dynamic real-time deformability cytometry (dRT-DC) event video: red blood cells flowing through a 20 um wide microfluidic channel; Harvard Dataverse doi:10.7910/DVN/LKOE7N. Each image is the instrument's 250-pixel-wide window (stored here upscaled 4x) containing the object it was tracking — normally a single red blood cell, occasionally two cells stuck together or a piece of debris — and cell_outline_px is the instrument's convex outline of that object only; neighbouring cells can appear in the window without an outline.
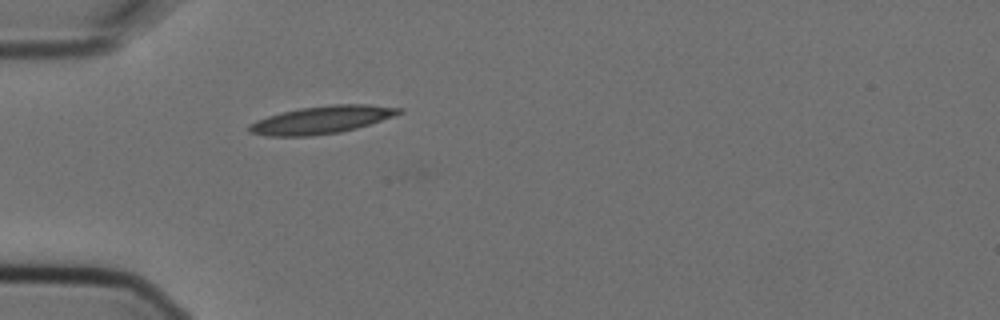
{"species": "Egyptian fruit bat (a non-hibernating species)", "species_latin": "Rousettus aegyptiacus", "temperature_condition": "cold", "stored_images_in_passage": 2, "camera_frame_rate_fps": 3000, "um_per_image_px": 0.085, "animal": {"sex": "female"}, "frame": {"image": 1, "passage_image": 2, "time_ms": 0.333, "image_size_px": [1000, 320], "cell_outline_px": [[404, 112], [356, 128], [340, 132], [312, 136], [264, 136], [248, 132], [248, 124], [256, 120], [280, 112], [300, 108], [332, 104], [368, 104], [404, 108]], "centroid_in_image_um": [27.3, 10.18], "position_along_channel_um": 57.7, "area_um2": 24.22}}